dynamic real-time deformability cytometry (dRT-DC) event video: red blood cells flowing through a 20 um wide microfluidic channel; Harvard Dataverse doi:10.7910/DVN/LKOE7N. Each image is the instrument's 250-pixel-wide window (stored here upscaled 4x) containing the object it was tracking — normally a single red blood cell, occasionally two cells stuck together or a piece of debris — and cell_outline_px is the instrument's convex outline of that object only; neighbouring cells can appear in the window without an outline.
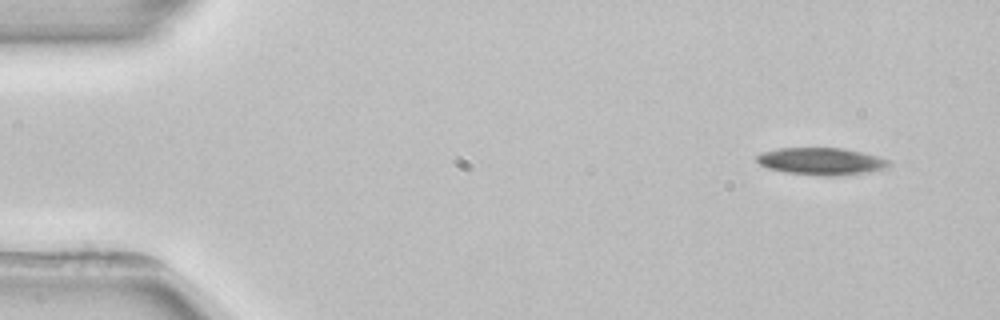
{"species": "common noctule bat (a hibernating species)", "species_latin": "Nyctalus noctula", "temperature_condition": "room temperature", "stored_images_in_passage": 5, "segment_of_instrument_passage": [2, 2], "camera_frame_rate_fps": 3000, "um_per_image_px": 0.085, "animal": {"sex": "female", "body_mass_g": 22.7, "forearm_length_mm": 54.2}, "frame": {"image": 1, "passage_image": 5, "time_ms": 6.0, "image_size_px": [1000, 320], "cell_outline_px": [[888, 164], [884, 168], [868, 172], [836, 176], [824, 176], [784, 172], [768, 168], [760, 164], [756, 160], [756, 156], [764, 152], [780, 148], [844, 148], [876, 156], [888, 160]], "centroid_in_image_um": [69.77, 13.71], "position_along_channel_um": 15.2, "area_um2": 20.63}}